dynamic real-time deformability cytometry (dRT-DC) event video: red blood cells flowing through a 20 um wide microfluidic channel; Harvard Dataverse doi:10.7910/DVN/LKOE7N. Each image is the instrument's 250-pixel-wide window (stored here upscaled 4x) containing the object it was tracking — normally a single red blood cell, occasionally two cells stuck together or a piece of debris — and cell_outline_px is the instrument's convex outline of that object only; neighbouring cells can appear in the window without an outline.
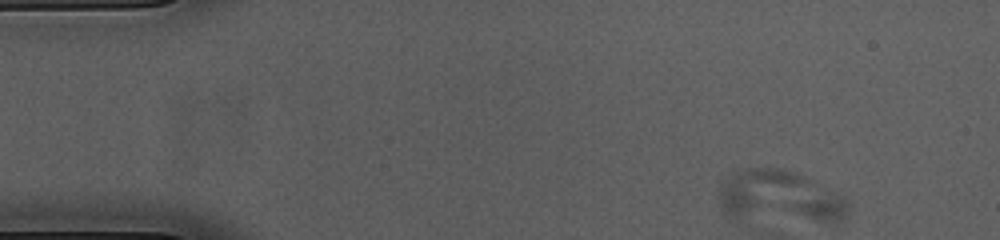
{"species": "common noctule bat (a hibernating species)", "species_latin": "Nyctalus noctula", "temperature_condition": "cold", "stored_images_in_passage": 1, "camera_frame_rate_fps": 3000, "um_per_image_px": 0.085, "animal": {"sex": "female", "body_mass_g": 23.0, "forearm_length_mm": 53.4}, "frame": {"image": 1, "passage_image": 1, "time_ms": 0.0, "image_size_px": [1000, 240], "cell_outline_px": [[848, 216], [840, 220], [732, 220], [724, 216], [720, 208], [720, 188], [724, 180], [736, 172], [744, 168], [780, 168], [792, 172], [844, 196], [848, 200]], "centroid_in_image_um": [66.18, 16.77], "position_along_channel_um": 18.8, "area_um2": 39.3}}